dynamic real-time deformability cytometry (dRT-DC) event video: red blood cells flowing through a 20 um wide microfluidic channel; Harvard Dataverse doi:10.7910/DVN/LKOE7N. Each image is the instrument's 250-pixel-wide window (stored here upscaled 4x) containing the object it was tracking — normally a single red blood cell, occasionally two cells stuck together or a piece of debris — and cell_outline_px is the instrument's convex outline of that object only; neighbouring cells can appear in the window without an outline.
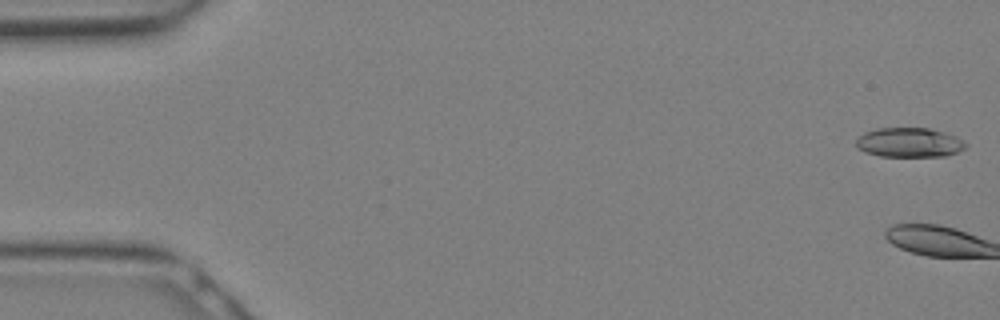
{"species": "Egyptian fruit bat (a non-hibernating species)", "species_latin": "Rousettus aegyptiacus", "temperature_condition": "warm", "stored_images_in_passage": 6, "camera_frame_rate_fps": 3000, "um_per_image_px": 0.085, "animal": {"sex": "female"}, "frame": {"image": 1, "passage_image": 1, "time_ms": 0.0, "image_size_px": [1000, 320], "cell_outline_px": [[968, 144], [964, 148], [956, 152], [944, 156], [880, 156], [864, 152], [856, 148], [856, 140], [864, 132], [876, 128], [928, 128], [944, 132], [956, 136]], "centroid_in_image_um": [77.26, 12.11], "position_along_channel_um": 7.7, "area_um2": 18.84}}